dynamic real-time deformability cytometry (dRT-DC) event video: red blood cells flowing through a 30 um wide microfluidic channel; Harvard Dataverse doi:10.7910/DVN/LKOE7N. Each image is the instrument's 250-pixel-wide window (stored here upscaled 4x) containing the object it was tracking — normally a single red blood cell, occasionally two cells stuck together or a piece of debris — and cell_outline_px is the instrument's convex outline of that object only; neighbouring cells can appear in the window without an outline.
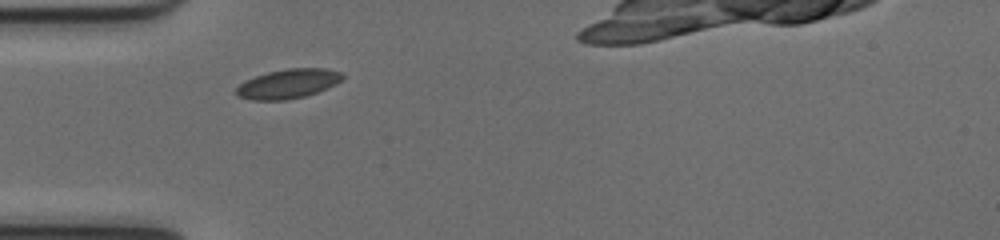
{"species": "common noctule bat (a hibernating species)", "species_latin": "Nyctalus noctula", "temperature_condition": "cold", "stored_images_in_passage": 31, "camera_frame_rate_fps": 3000, "um_per_image_px": 0.085, "animal": {"sex": "female", "body_mass_g": 17.0, "forearm_length_mm": 48.0}, "frame": {"image": 1, "passage_image": 1, "time_ms": 0.0, "image_size_px": [1000, 240], "cell_outline_px": [[344, 76], [336, 84], [328, 88], [304, 96], [284, 100], [252, 100], [236, 96], [236, 88], [244, 80], [268, 72], [288, 68], [324, 68], [340, 72]], "centroid_in_image_um": [24.46, 7.12], "position_along_channel_um": 60.5, "area_um2": 18.09}}
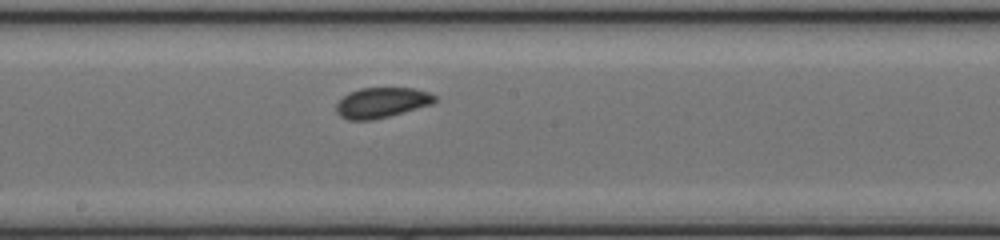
{"frame": {"image": 2, "passage_image": 13, "time_ms": 4.0, "image_size_px": [1000, 240], "cell_outline_px": [[436, 100], [432, 104], [388, 116], [372, 120], [348, 120], [340, 116], [336, 112], [336, 104], [348, 92], [360, 88], [412, 88], [428, 92], [436, 96]], "centroid_in_image_um": [32.41, 8.72], "position_along_channel_um": 215.8, "area_um2": 17.28}}
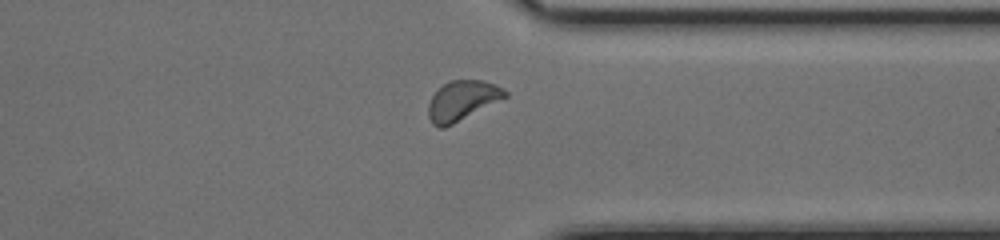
{"frame": {"image": 3, "passage_image": 25, "time_ms": 8.0, "image_size_px": [1000, 240], "cell_outline_px": [[508, 96], [444, 128], [436, 128], [432, 124], [428, 116], [428, 104], [432, 96], [444, 84], [452, 80], [484, 80], [496, 84], [504, 88], [508, 92]], "centroid_in_image_um": [39.29, 8.55], "position_along_channel_um": 372.1, "area_um2": 17.69}, "authors_computed_cell_mechanics": {"area_um2": 17.2822, "velocity_mm_per_s": 3.9611, "shape_relaxation_time_tau1_ms": 11.3254, "shape_relaxation_time_tau2_ms": null, "deformation_change_tau1": 0.1253, "deformation_change_tau2": null}}